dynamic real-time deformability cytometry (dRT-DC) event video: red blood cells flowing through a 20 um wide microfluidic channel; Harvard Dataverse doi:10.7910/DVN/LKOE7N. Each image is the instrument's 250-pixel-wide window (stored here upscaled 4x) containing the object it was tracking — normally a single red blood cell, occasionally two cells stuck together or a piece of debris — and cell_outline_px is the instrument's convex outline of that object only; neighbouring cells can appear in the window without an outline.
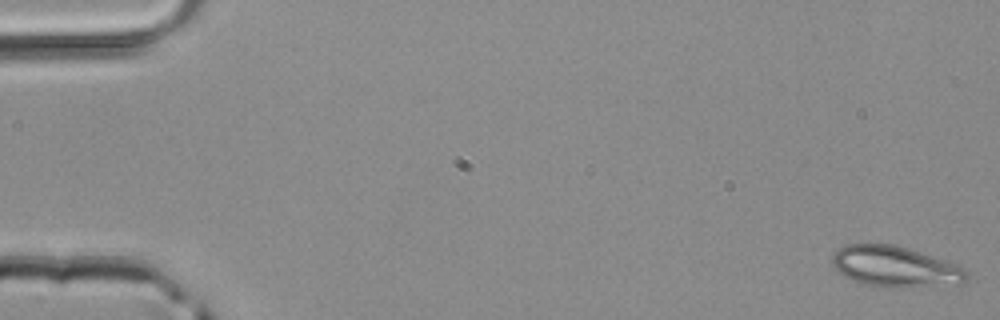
{"species": "common noctule bat (a hibernating species)", "species_latin": "Nyctalus noctula", "temperature_condition": "room temperature", "stored_images_in_passage": 47, "camera_frame_rate_fps": 3000, "um_per_image_px": 0.085, "animal": {"sex": "male", "body_mass_g": 20.4}, "frame": {"image": 1, "passage_image": 1, "time_ms": 0.0, "image_size_px": [1000, 320], "cell_outline_px": [[968, 280], [964, 284], [912, 288], [904, 288], [864, 284], [844, 276], [832, 264], [832, 256], [836, 248], [844, 244], [892, 244], [908, 248], [948, 260], [964, 268], [968, 272]], "centroid_in_image_um": [76.16, 22.67], "position_along_channel_um": 8.8, "area_um2": 32.48}}
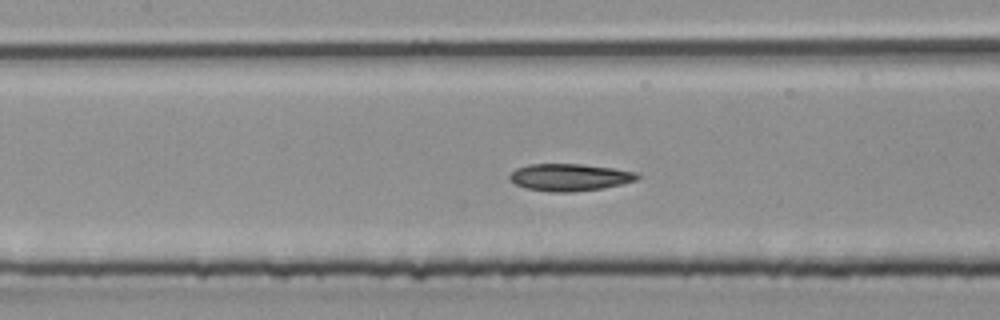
{"frame": {"image": 2, "passage_image": 22, "time_ms": 7.0, "image_size_px": [1000, 320], "cell_outline_px": [[640, 176], [636, 180], [604, 188], [572, 192], [548, 192], [528, 188], [516, 184], [508, 176], [516, 168], [528, 164], [584, 164], [640, 172]], "centroid_in_image_um": [48.45, 15.06], "position_along_channel_um": 159.0, "area_um2": 20.23}}
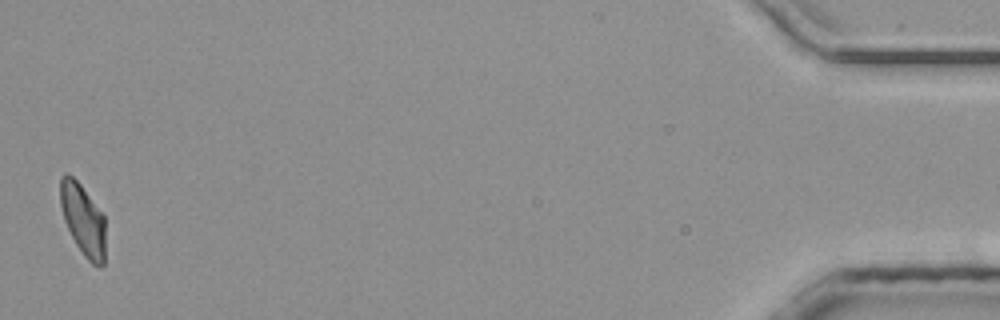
{"frame": {"image": 3, "passage_image": 47, "time_ms": 15.333, "image_size_px": [1000, 320], "cell_outline_px": [[104, 264], [100, 268], [92, 264], [84, 256], [76, 244], [64, 220], [60, 204], [60, 176], [64, 172], [72, 176], [80, 184], [104, 216]], "centroid_in_image_um": [7.04, 18.67], "position_along_channel_um": 428.2, "area_um2": 18.61}}